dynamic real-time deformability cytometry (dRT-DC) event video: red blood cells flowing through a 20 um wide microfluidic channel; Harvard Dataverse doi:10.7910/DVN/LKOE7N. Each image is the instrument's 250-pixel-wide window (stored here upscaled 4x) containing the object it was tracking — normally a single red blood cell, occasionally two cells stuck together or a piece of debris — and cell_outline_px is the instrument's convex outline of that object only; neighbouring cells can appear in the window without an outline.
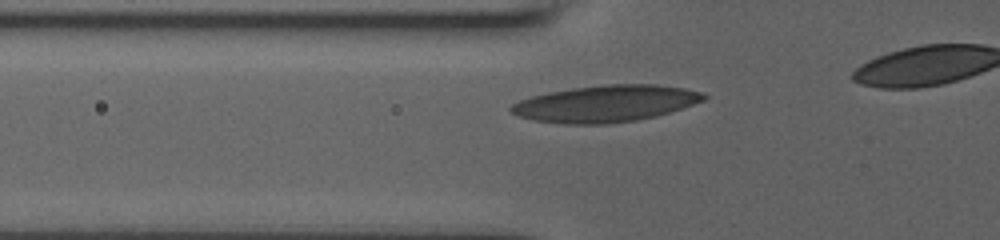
{"species": "human", "species_latin": "Homo sapiens", "temperature_condition": "room temperature", "stored_images_in_passage": 6, "segment_of_instrument_passage": [1, 2], "camera_frame_rate_fps": 3000, "um_per_image_px": 0.085, "donor": {"sex": "male"}, "frame": {"image": 1, "passage_image": 3, "time_ms": 1.333, "image_size_px": [1000, 240], "cell_outline_px": [[708, 96], [704, 100], [656, 116], [636, 120], [604, 124], [564, 124], [532, 120], [520, 116], [512, 112], [508, 108], [512, 104], [520, 100], [532, 96], [548, 92], [572, 88], [608, 84], [656, 84], [684, 88], [700, 92]], "centroid_in_image_um": [51.45, 8.8], "position_along_channel_um": 74.4, "area_um2": 40.92}}
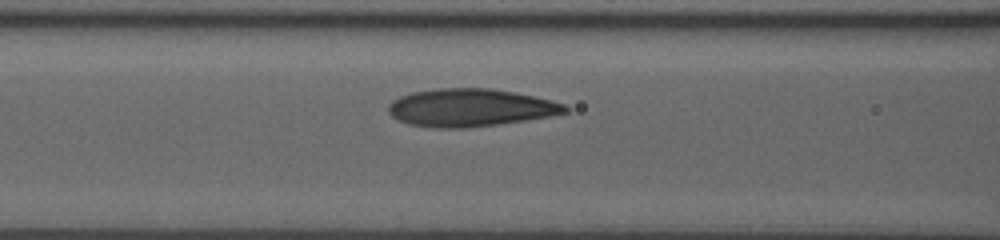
{"frame": {"image": 2, "passage_image": 5, "time_ms": 2.667, "image_size_px": [1000, 240], "cell_outline_px": [[568, 112], [548, 116], [524, 120], [496, 124], [460, 128], [436, 128], [408, 124], [392, 116], [388, 112], [388, 104], [392, 100], [400, 96], [412, 92], [436, 88], [492, 88], [516, 92], [552, 100], [564, 104], [568, 108]], "centroid_in_image_um": [39.95, 9.14], "position_along_channel_um": 126.7, "area_um2": 38.78}}